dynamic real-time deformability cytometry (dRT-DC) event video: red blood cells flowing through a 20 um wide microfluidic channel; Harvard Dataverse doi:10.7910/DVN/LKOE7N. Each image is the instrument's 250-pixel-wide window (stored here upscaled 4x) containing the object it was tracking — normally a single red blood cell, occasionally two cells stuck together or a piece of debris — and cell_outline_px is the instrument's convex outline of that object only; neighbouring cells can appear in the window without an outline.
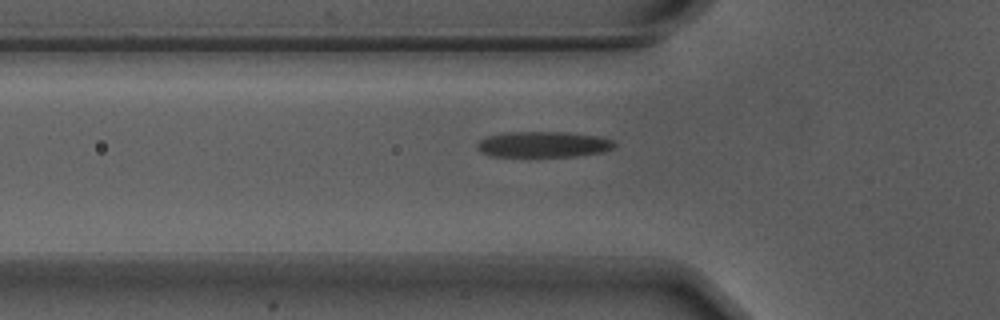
{"species": "Egyptian fruit bat (a non-hibernating species)", "species_latin": "Rousettus aegyptiacus", "temperature_condition": "warm", "stored_images_in_passage": 31, "camera_frame_rate_fps": 3000, "um_per_image_px": 0.085, "animal": {"sex": "male"}, "frame": {"image": 1, "passage_image": 6, "time_ms": 1.667, "image_size_px": [1000, 320], "cell_outline_px": [[616, 144], [612, 148], [604, 152], [576, 156], [492, 156], [480, 152], [476, 148], [476, 144], [480, 140], [488, 136], [504, 132], [564, 132], [596, 136], [612, 140]], "centroid_in_image_um": [46.15, 12.27], "position_along_channel_um": 79.7, "area_um2": 20.58}}
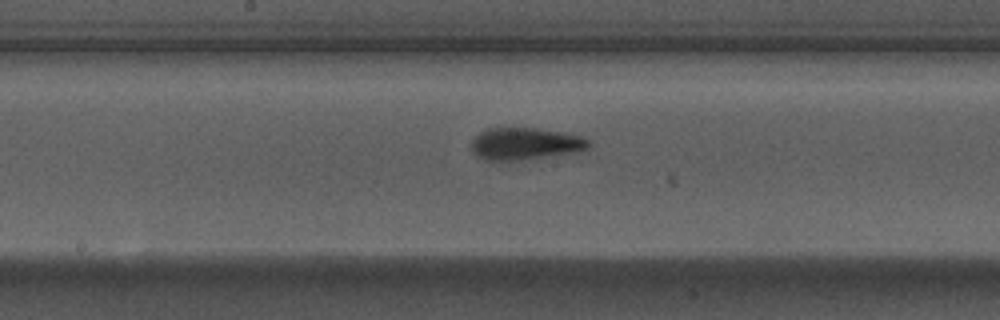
{"frame": {"image": 2, "passage_image": 16, "time_ms": 5.0, "image_size_px": [1000, 320], "cell_outline_px": [[592, 144], [588, 148], [572, 152], [512, 160], [488, 160], [480, 156], [472, 148], [472, 140], [480, 132], [488, 128], [536, 128], [560, 132], [580, 136], [588, 140]], "centroid_in_image_um": [44.64, 12.19], "position_along_channel_um": 203.6, "area_um2": 21.1}}
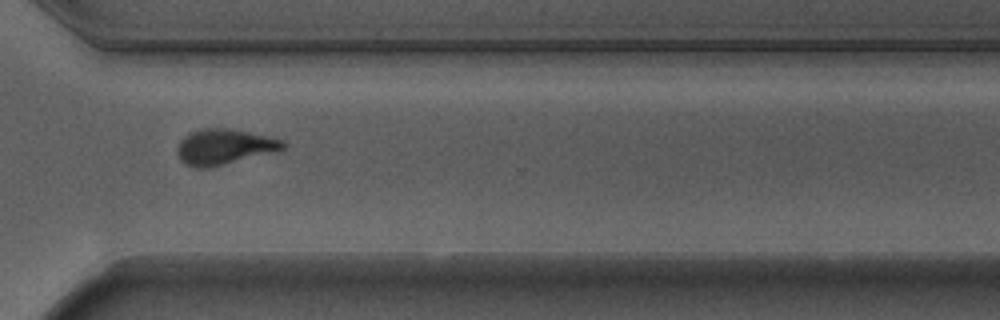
{"frame": {"image": 3, "passage_image": 28, "time_ms": 9.0, "image_size_px": [1000, 320], "cell_outline_px": [[288, 144], [284, 148], [272, 152], [208, 168], [196, 168], [184, 164], [180, 160], [176, 152], [176, 148], [180, 140], [184, 136], [192, 132], [204, 128], [224, 128], [248, 132], [268, 136], [284, 140]], "centroid_in_image_um": [19.02, 12.48], "position_along_channel_um": 351.6, "area_um2": 21.73}, "authors_computed_cell_mechanics": {"area_um2": 21.9062, "velocity_mm_per_s": 3.7033, "shape_relaxation_time_tau1_ms": 3.3502, "shape_relaxation_time_tau2_ms": 1.2231, "deformation_change_tau1": 0.1736, "deformation_change_tau2": 0.0864}}